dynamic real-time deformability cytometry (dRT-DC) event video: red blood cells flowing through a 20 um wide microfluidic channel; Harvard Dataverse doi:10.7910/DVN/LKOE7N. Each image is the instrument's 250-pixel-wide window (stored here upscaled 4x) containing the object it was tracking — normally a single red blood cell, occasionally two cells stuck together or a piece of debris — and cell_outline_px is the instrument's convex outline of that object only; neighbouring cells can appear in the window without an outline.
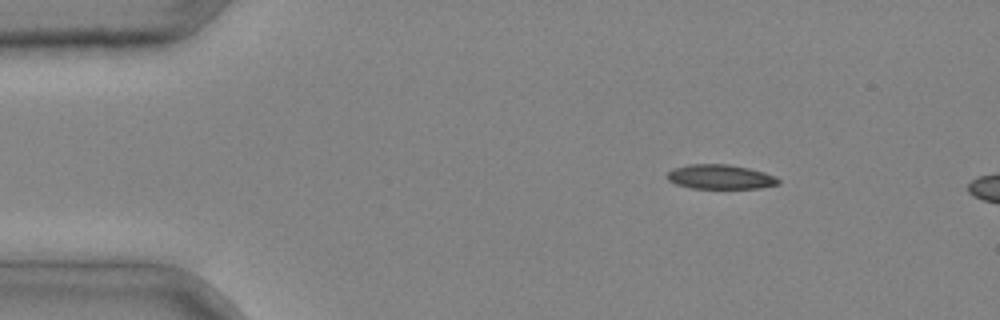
{"species": "common noctule bat (a hibernating species)", "species_latin": "Nyctalus noctula", "temperature_condition": "cold", "stored_images_in_passage": 2, "camera_frame_rate_fps": 3000, "um_per_image_px": 0.085, "animal": {"sex": "male", "body_mass_g": 20.4}, "frame": {"image": 1, "passage_image": 1, "time_ms": 0.0, "image_size_px": [1000, 320], "cell_outline_px": [[780, 184], [760, 188], [692, 188], [676, 184], [668, 180], [664, 176], [672, 168], [688, 164], [728, 164], [748, 168], [764, 172], [776, 176], [780, 180]], "centroid_in_image_um": [61.21, 15.03], "position_along_channel_um": 23.8, "area_um2": 16.01}}